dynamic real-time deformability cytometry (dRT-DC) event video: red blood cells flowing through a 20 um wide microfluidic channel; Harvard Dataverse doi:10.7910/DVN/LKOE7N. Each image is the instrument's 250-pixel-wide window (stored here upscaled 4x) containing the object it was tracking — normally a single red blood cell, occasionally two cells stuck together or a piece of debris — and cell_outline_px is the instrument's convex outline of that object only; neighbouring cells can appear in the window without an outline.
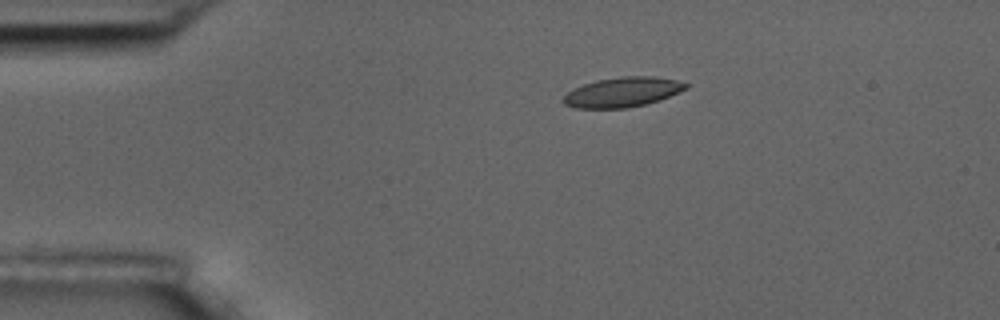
{"species": "common noctule bat (a hibernating species)", "species_latin": "Nyctalus noctula", "temperature_condition": "room temperature", "stored_images_in_passage": 6, "camera_frame_rate_fps": 3000, "um_per_image_px": 0.085, "animal": {"sex": "male", "body_mass_g": 17.5, "forearm_length_mm": 52.3}, "frame": {"image": 1, "passage_image": 4, "time_ms": 3.333, "image_size_px": [1000, 320], "cell_outline_px": [[688, 88], [660, 100], [644, 104], [624, 108], [576, 108], [564, 104], [560, 100], [572, 88], [596, 80], [620, 76], [656, 76], [676, 80], [688, 84]], "centroid_in_image_um": [52.89, 7.82], "position_along_channel_um": 32.1, "area_um2": 21.33}}
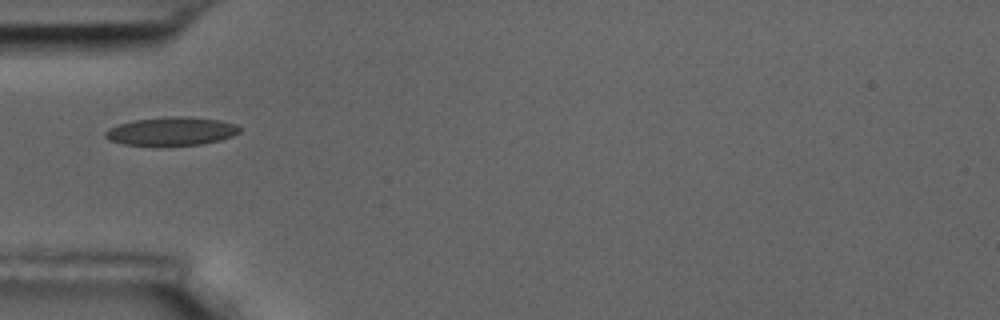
{"frame": {"image": 2, "passage_image": 6, "time_ms": 5.667, "image_size_px": [1000, 320], "cell_outline_px": [[240, 132], [232, 136], [220, 140], [204, 144], [160, 148], [124, 144], [108, 140], [104, 136], [104, 132], [108, 128], [116, 124], [132, 120], [168, 116], [188, 116], [220, 120], [236, 124], [240, 128]], "centroid_in_image_um": [14.52, 11.19], "position_along_channel_um": 70.5, "area_um2": 23.29}}